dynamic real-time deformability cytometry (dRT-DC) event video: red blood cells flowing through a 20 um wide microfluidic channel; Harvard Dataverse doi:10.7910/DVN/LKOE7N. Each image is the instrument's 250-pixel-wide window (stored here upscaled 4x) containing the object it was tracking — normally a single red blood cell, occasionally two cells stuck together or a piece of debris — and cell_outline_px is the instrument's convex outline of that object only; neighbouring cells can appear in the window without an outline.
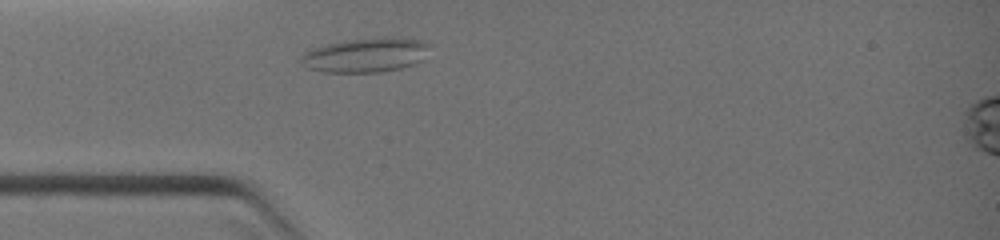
{"species": "common noctule bat (a hibernating species)", "species_latin": "Nyctalus noctula", "temperature_condition": "warm", "stored_images_in_passage": 3, "camera_frame_rate_fps": 3000, "um_per_image_px": 0.085, "animal": {"sex": "female", "body_mass_g": 19.0, "forearm_length_mm": 51.5}, "frame": {"image": 1, "passage_image": 3, "time_ms": 1.0, "image_size_px": [1000, 240], "cell_outline_px": [[432, 44], [424, 60], [416, 64], [384, 72], [320, 72], [308, 68], [300, 60], [300, 56], [304, 52], [312, 48], [324, 44], [344, 40], [384, 36], [392, 36], [420, 40]], "centroid_in_image_um": [31.13, 4.66], "position_along_channel_um": 53.9, "area_um2": 26.47}}